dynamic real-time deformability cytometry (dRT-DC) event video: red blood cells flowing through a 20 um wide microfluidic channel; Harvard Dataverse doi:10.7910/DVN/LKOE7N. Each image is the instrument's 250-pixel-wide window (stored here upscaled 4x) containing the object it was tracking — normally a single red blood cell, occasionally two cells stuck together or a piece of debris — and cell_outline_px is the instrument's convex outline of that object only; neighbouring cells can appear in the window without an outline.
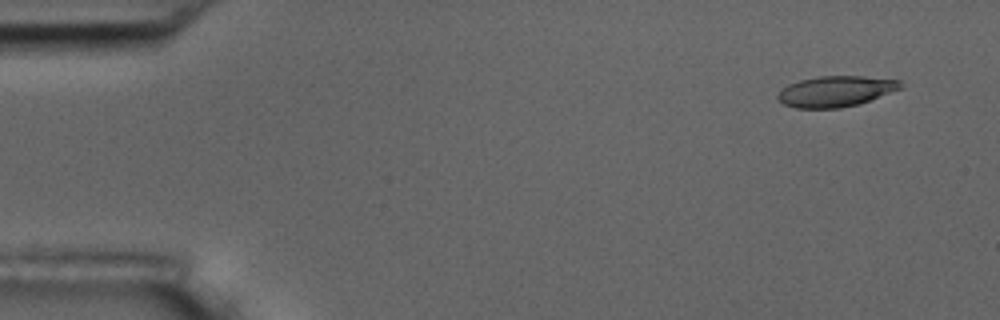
{"species": "common noctule bat (a hibernating species)", "species_latin": "Nyctalus noctula", "temperature_condition": "room temperature", "stored_images_in_passage": 4, "camera_frame_rate_fps": 3000, "um_per_image_px": 0.085, "animal": {"sex": "male", "body_mass_g": 17.5, "forearm_length_mm": 52.3}, "frame": {"image": 1, "passage_image": 1, "time_ms": 0.0, "image_size_px": [1000, 320], "cell_outline_px": [[904, 88], [860, 104], [840, 108], [796, 108], [784, 104], [776, 96], [788, 84], [800, 80], [820, 76], [864, 76], [900, 80], [904, 84]], "centroid_in_image_um": [71.11, 7.76], "position_along_channel_um": 13.9, "area_um2": 22.14}}